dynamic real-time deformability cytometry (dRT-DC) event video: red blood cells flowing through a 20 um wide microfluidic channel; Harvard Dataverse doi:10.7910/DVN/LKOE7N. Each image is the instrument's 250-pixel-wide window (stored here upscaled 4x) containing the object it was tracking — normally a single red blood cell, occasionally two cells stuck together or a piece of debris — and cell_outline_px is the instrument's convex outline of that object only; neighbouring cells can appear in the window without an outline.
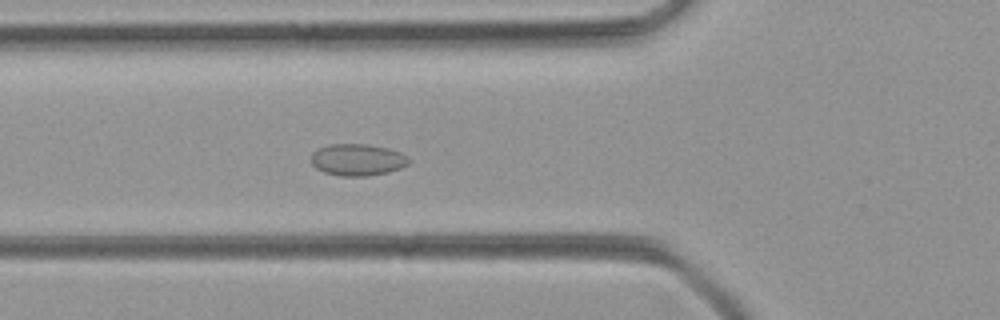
{"species": "common noctule bat (a hibernating species)", "species_latin": "Nyctalus noctula", "temperature_condition": "room temperature", "stored_images_in_passage": 37, "camera_frame_rate_fps": 3000, "um_per_image_px": 0.085, "animal": {"sex": "female", "body_mass_g": 21.9}, "frame": {"image": 1, "passage_image": 4, "time_ms": 1.0, "image_size_px": [1000, 320], "cell_outline_px": [[408, 164], [400, 168], [388, 172], [368, 176], [340, 176], [324, 172], [316, 168], [312, 164], [312, 152], [316, 148], [328, 144], [368, 144], [388, 148], [400, 152], [408, 156]], "centroid_in_image_um": [30.37, 13.57], "position_along_channel_um": 95.4, "area_um2": 18.21}}
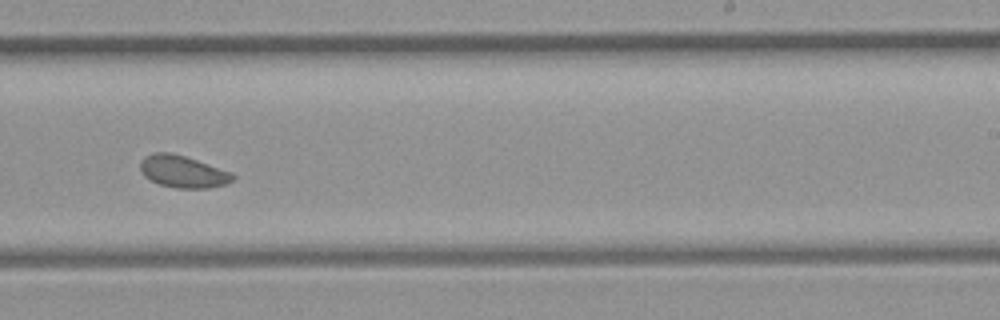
{"frame": {"image": 2, "passage_image": 17, "time_ms": 5.333, "image_size_px": [1000, 320], "cell_outline_px": [[236, 176], [228, 184], [208, 188], [176, 188], [160, 184], [144, 176], [140, 172], [140, 160], [144, 156], [152, 152], [168, 152], [184, 156], [232, 172]], "centroid_in_image_um": [15.53, 14.58], "position_along_channel_um": 273.5, "area_um2": 17.34}}
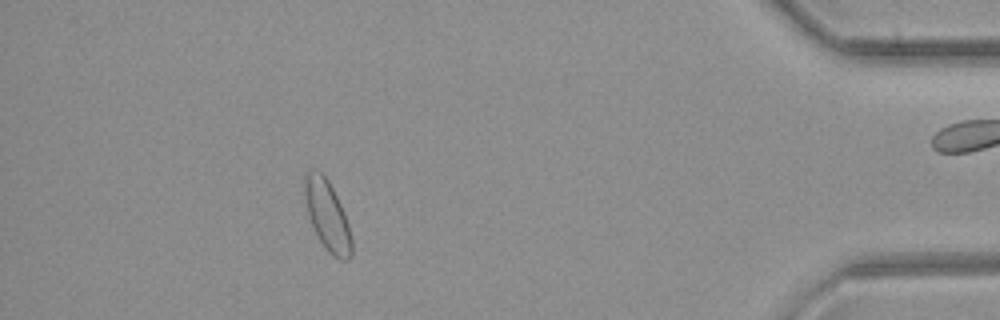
{"frame": {"image": 3, "passage_image": 31, "time_ms": 10.0, "image_size_px": [1000, 320], "cell_outline_px": [[352, 256], [348, 260], [340, 260], [328, 252], [324, 248], [308, 216], [304, 192], [304, 172], [308, 168], [316, 168], [324, 172], [344, 212], [348, 224], [352, 240]], "centroid_in_image_um": [27.8, 18.26], "position_along_channel_um": 407.4, "area_um2": 19.42}}